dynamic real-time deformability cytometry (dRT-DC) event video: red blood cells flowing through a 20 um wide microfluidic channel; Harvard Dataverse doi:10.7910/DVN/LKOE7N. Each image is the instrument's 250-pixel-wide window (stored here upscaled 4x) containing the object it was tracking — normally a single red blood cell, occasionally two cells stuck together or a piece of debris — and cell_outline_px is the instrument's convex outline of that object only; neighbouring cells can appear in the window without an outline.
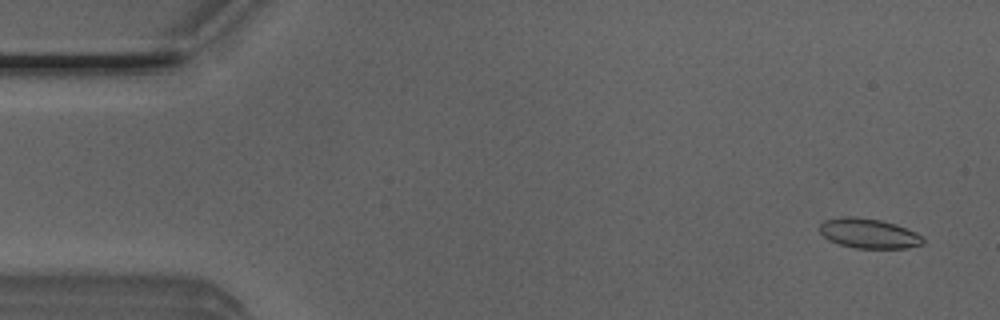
{"species": "Egyptian fruit bat (a non-hibernating species)", "species_latin": "Rousettus aegyptiacus", "temperature_condition": "room temperature", "stored_images_in_passage": 51, "camera_frame_rate_fps": 3000, "um_per_image_px": 0.085, "animal": {"sex": "male"}, "frame": {"image": 1, "passage_image": 3, "time_ms": 0.667, "image_size_px": [1000, 320], "cell_outline_px": [[924, 244], [904, 248], [856, 248], [840, 244], [828, 240], [820, 232], [820, 224], [824, 220], [844, 216], [852, 216], [880, 220], [896, 224], [916, 232], [924, 236]], "centroid_in_image_um": [73.86, 19.84], "position_along_channel_um": 11.1, "area_um2": 17.98}}
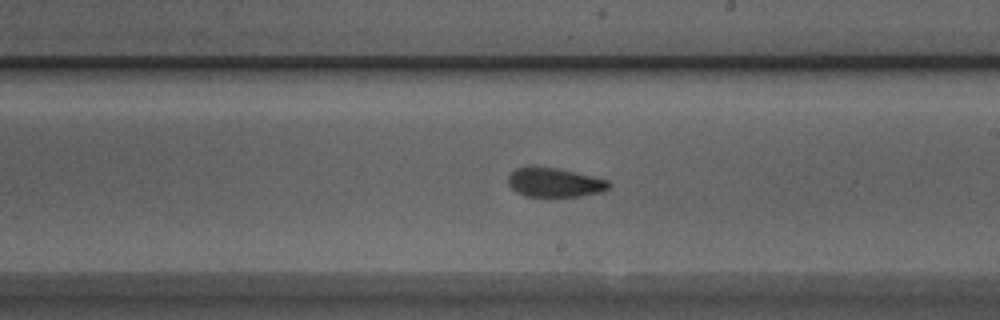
{"frame": {"image": 2, "passage_image": 29, "time_ms": 9.333, "image_size_px": [1000, 320], "cell_outline_px": [[612, 184], [608, 188], [600, 192], [580, 196], [524, 196], [516, 192], [508, 184], [508, 176], [516, 168], [528, 164], [536, 164], [576, 172], [608, 180]], "centroid_in_image_um": [47.09, 15.47], "position_along_channel_um": 241.9, "area_um2": 17.46}}
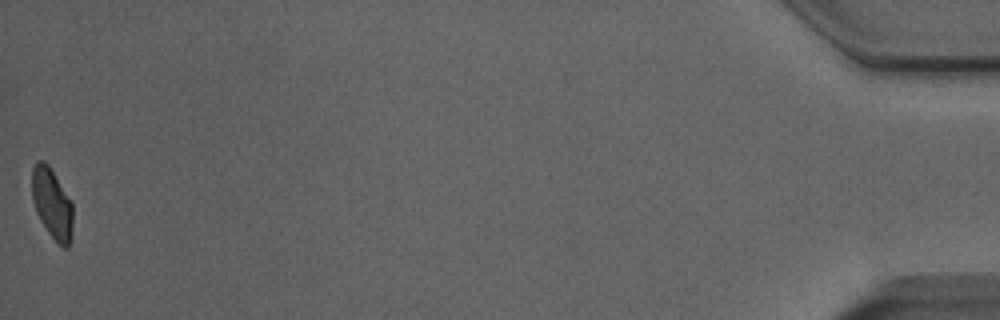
{"frame": {"image": 3, "passage_image": 51, "time_ms": 16.667, "image_size_px": [1000, 320], "cell_outline_px": [[72, 224], [68, 248], [64, 248], [48, 232], [40, 220], [36, 212], [32, 200], [32, 168], [36, 160], [44, 160], [48, 164], [72, 204]], "centroid_in_image_um": [4.38, 17.26], "position_along_channel_um": 430.8, "area_um2": 16.42}, "authors_computed_cell_mechanics": {"area_um2": 17.629, "velocity_mm_per_s": 4.0129, "shape_relaxation_time_tau1_ms": 8.114, "shape_relaxation_time_tau2_ms": 1.2791, "deformation_change_tau1": 0.2024, "deformation_change_tau2": 0.0706}}